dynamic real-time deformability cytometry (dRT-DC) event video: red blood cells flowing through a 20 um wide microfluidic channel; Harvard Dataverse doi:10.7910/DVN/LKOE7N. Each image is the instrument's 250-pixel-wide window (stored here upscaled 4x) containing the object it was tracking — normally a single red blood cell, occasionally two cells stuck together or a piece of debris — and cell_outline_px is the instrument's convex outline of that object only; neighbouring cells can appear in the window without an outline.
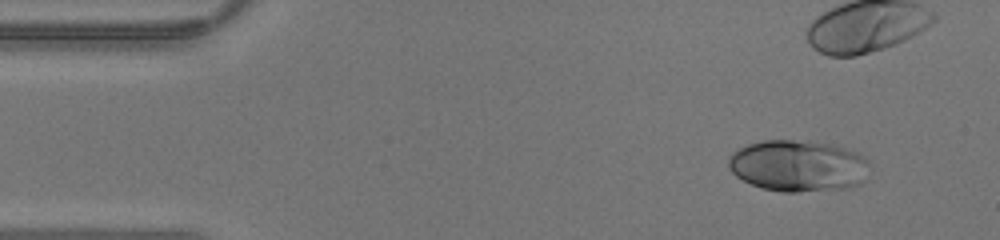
{"species": "human", "species_latin": "Homo sapiens", "temperature_condition": "warm", "stored_images_in_passage": 33, "camera_frame_rate_fps": 3000, "um_per_image_px": 0.085, "donor": {"sex": "male"}, "frame": {"image": 1, "passage_image": 4, "time_ms": 1.0, "image_size_px": [1000, 240], "cell_outline_px": [[872, 168], [864, 180], [860, 184], [848, 188], [796, 192], [784, 192], [760, 188], [736, 176], [728, 168], [728, 156], [732, 152], [748, 144], [764, 140], [808, 140], [832, 144], [860, 152], [872, 164]], "centroid_in_image_um": [67.9, 14.08], "position_along_channel_um": 17.1, "area_um2": 43.18}}
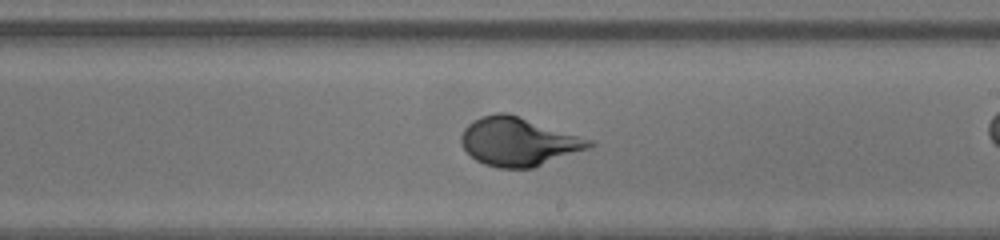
{"frame": {"image": 2, "passage_image": 24, "time_ms": 7.667, "image_size_px": [1000, 240], "cell_outline_px": [[596, 144], [588, 148], [532, 168], [500, 168], [484, 164], [476, 160], [464, 148], [460, 140], [460, 136], [464, 128], [472, 120], [480, 116], [496, 112], [508, 112], [596, 140]], "centroid_in_image_um": [44.08, 12.01], "position_along_channel_um": 244.9, "area_um2": 36.47}}
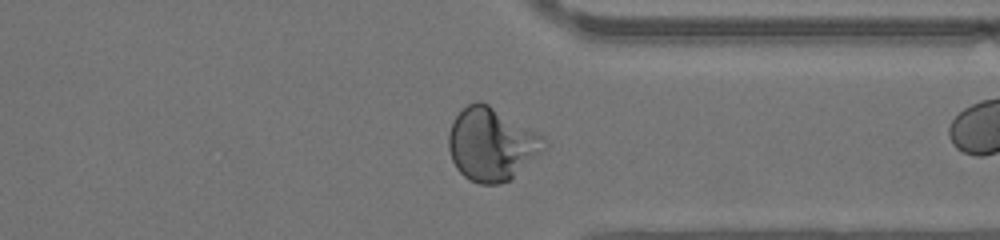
{"frame": {"image": 3, "passage_image": 32, "time_ms": 10.333, "image_size_px": [1000, 240], "cell_outline_px": [[548, 144], [544, 148], [508, 180], [496, 184], [480, 184], [468, 180], [456, 168], [452, 160], [448, 148], [448, 132], [452, 120], [468, 104], [476, 100], [480, 100], [488, 104], [544, 136], [548, 140]], "centroid_in_image_um": [41.73, 12.24], "position_along_channel_um": 369.7, "area_um2": 40.17}}